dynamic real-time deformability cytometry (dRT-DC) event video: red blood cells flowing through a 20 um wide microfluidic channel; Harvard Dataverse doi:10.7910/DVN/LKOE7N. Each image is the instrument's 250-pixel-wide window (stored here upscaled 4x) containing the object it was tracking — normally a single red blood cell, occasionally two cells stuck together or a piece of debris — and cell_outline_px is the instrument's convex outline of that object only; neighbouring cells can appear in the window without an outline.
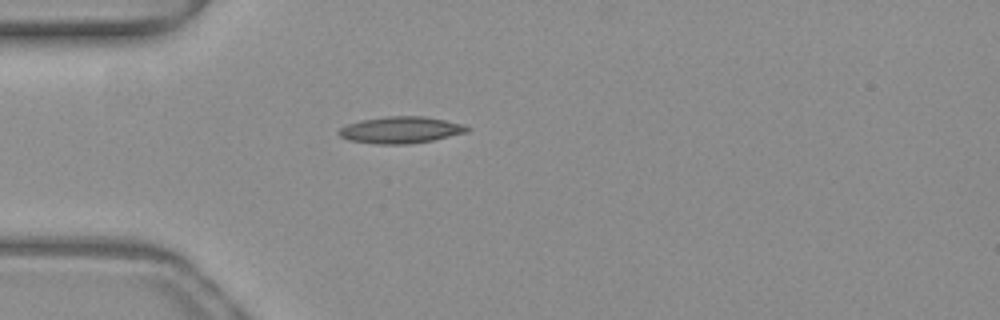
{"species": "common noctule bat (a hibernating species)", "species_latin": "Nyctalus noctula", "temperature_condition": "warm", "stored_images_in_passage": 38, "camera_frame_rate_fps": 3000, "um_per_image_px": 0.085, "animal": {"sex": "female", "body_mass_g": 19.3, "forearm_length_mm": 54.1}, "frame": {"image": 1, "passage_image": 1, "time_ms": 0.0, "image_size_px": [1000, 320], "cell_outline_px": [[472, 128], [468, 132], [432, 140], [408, 144], [376, 144], [348, 140], [340, 136], [336, 132], [340, 128], [348, 124], [360, 120], [384, 116], [424, 116], [464, 124]], "centroid_in_image_um": [34.05, 11.04], "position_along_channel_um": 50.9, "area_um2": 20.06}}
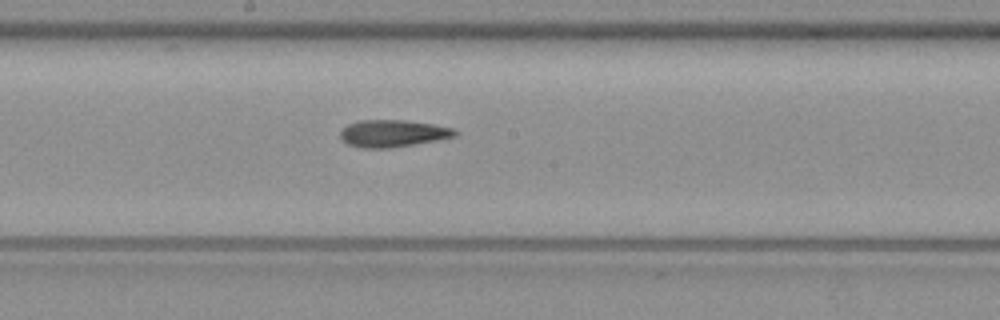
{"frame": {"image": 2, "passage_image": 14, "time_ms": 4.333, "image_size_px": [1000, 320], "cell_outline_px": [[456, 136], [440, 140], [388, 148], [360, 148], [348, 144], [340, 136], [340, 132], [348, 124], [356, 120], [404, 120], [432, 124], [456, 128]], "centroid_in_image_um": [33.41, 11.34], "position_along_channel_um": 214.8, "area_um2": 18.15}}
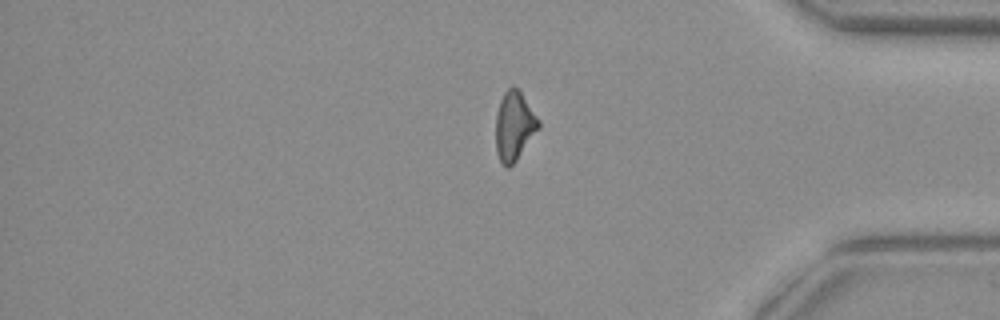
{"frame": {"image": 3, "passage_image": 29, "time_ms": 9.333, "image_size_px": [1000, 320], "cell_outline_px": [[540, 128], [516, 160], [508, 168], [504, 168], [496, 152], [496, 116], [500, 100], [504, 92], [512, 84], [520, 92], [540, 120]], "centroid_in_image_um": [43.71, 10.72], "position_along_channel_um": 391.5, "area_um2": 17.17}, "authors_computed_cell_mechanics": {"area_um2": 17.9469, "velocity_mm_per_s": 4.0177, "shape_relaxation_time_tau1_ms": 7.5976, "shape_relaxation_time_tau2_ms": 6.0723, "deformation_change_tau1": 0.2056, "deformation_change_tau2": 0.1718}}